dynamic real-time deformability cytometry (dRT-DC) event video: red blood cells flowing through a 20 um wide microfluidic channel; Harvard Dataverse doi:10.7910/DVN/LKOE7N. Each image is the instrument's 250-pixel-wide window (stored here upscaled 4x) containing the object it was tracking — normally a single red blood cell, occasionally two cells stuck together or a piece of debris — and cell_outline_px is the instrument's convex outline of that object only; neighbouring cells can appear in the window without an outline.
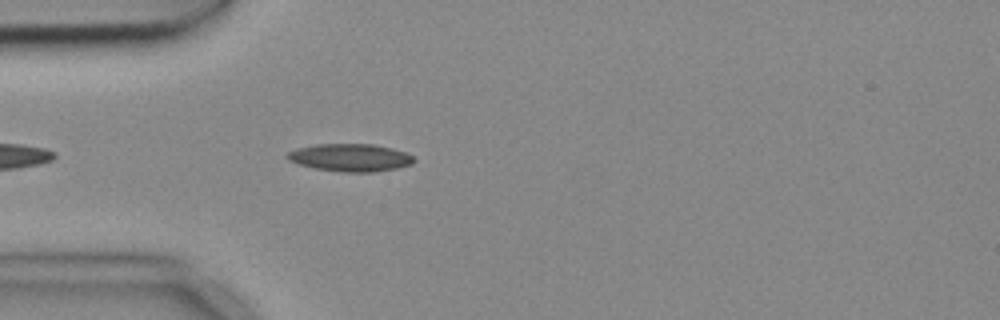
{"species": "common noctule bat (a hibernating species)", "species_latin": "Nyctalus noctula", "temperature_condition": "cold", "stored_images_in_passage": 4, "camera_frame_rate_fps": 3000, "um_per_image_px": 0.085, "animal": {"sex": "female", "body_mass_g": 18.4}, "frame": {"image": 1, "passage_image": 4, "time_ms": 1.0, "image_size_px": [1000, 320], "cell_outline_px": [[416, 160], [412, 164], [396, 168], [372, 172], [344, 172], [316, 168], [300, 164], [288, 160], [284, 156], [288, 152], [296, 148], [316, 144], [372, 144], [392, 148], [404, 152], [412, 156]], "centroid_in_image_um": [29.76, 13.39], "position_along_channel_um": 55.2, "area_um2": 20.29}}